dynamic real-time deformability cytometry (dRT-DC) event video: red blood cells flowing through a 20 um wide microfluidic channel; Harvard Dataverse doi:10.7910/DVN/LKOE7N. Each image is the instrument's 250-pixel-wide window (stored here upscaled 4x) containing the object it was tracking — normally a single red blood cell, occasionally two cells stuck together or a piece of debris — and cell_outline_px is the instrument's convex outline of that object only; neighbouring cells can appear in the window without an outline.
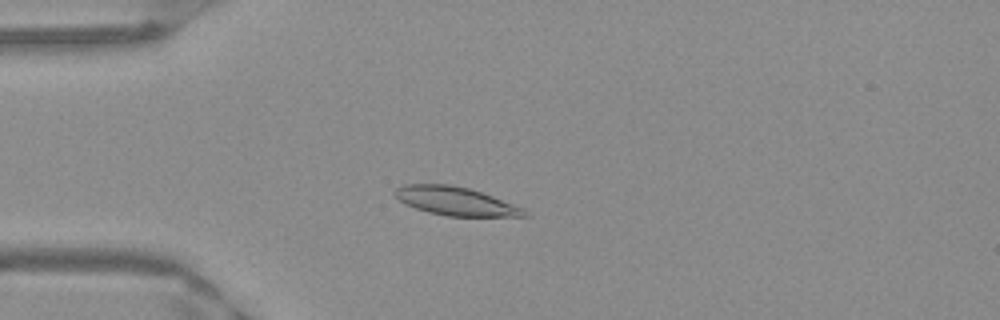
{"species": "Egyptian fruit bat (a non-hibernating species)", "species_latin": "Rousettus aegyptiacus", "temperature_condition": "warm", "stored_images_in_passage": 52, "camera_frame_rate_fps": 3000, "um_per_image_px": 0.085, "frame": {"image": 1, "passage_image": 14, "time_ms": 4.333, "image_size_px": [1000, 320], "cell_outline_px": [[528, 216], [448, 216], [428, 212], [404, 204], [392, 192], [396, 188], [404, 184], [448, 184], [468, 188], [492, 196], [524, 208], [528, 212]], "centroid_in_image_um": [38.7, 17.09], "position_along_channel_um": 46.3, "area_um2": 21.33}}
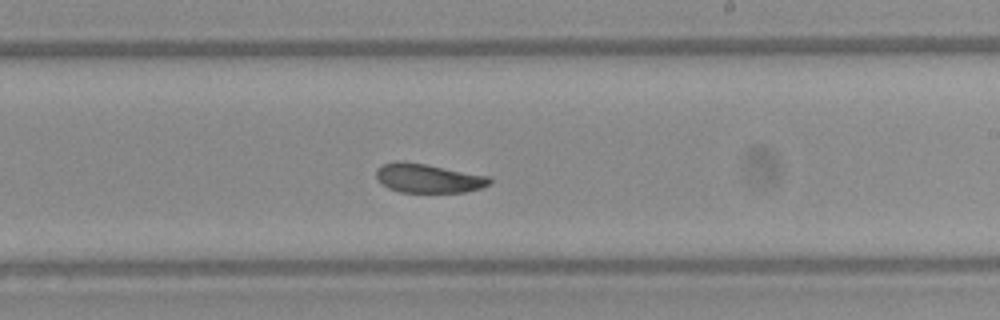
{"frame": {"image": 2, "passage_image": 31, "time_ms": 10.0, "image_size_px": [1000, 320], "cell_outline_px": [[492, 184], [480, 188], [464, 192], [400, 192], [388, 188], [376, 176], [376, 168], [384, 164], [396, 160], [404, 160], [492, 176]], "centroid_in_image_um": [36.44, 15.13], "position_along_channel_um": 252.6, "area_um2": 19.42}}
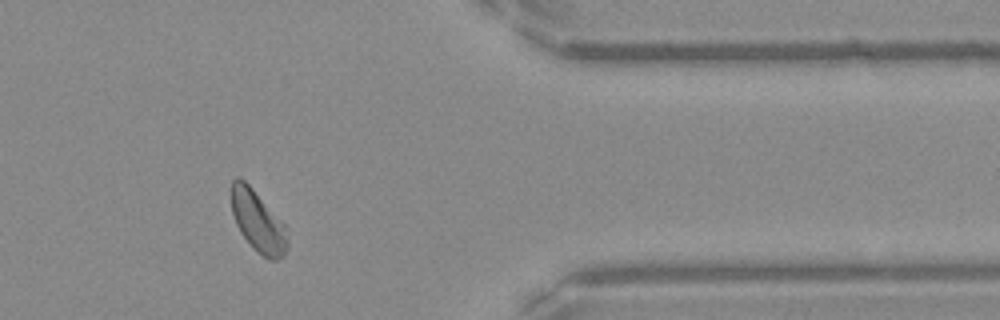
{"frame": {"image": 3, "passage_image": 43, "time_ms": 14.0, "image_size_px": [1000, 320], "cell_outline_px": [[288, 244], [284, 256], [280, 260], [268, 260], [256, 252], [252, 248], [240, 232], [236, 224], [232, 212], [232, 180], [236, 176], [240, 176], [252, 188], [284, 224]], "centroid_in_image_um": [21.92, 18.86], "position_along_channel_um": 389.5, "area_um2": 19.94}, "authors_computed_cell_mechanics": {"area_um2": 20.2589, "velocity_mm_per_s": 3.9479, "shape_relaxation_time_tau1_ms": 3.8162, "shape_relaxation_time_tau2_ms": 3.0562, "deformation_change_tau1": 0.1171, "deformation_change_tau2": 0.0761}}